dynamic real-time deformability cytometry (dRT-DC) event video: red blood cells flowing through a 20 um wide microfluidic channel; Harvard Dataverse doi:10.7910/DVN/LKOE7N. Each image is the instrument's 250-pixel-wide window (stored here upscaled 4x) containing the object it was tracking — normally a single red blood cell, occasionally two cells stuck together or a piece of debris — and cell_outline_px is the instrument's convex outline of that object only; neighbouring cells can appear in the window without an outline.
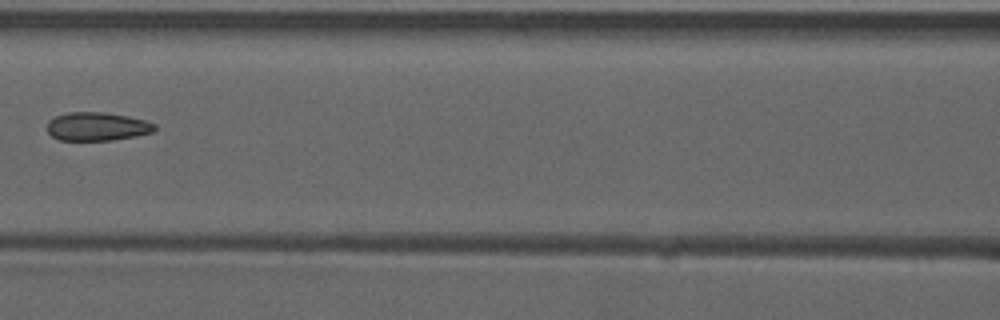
{"species": "common noctule bat (a hibernating species)", "species_latin": "Nyctalus noctula", "temperature_condition": "warm", "stored_images_in_passage": 8, "camera_frame_rate_fps": 3000, "um_per_image_px": 0.085, "animal": {"sex": "male", "forearm_length_mm": 52.5}, "frame": {"image": 1, "passage_image": 7, "time_ms": 2.0, "image_size_px": [1000, 320], "cell_outline_px": [[156, 128], [152, 132], [136, 136], [112, 140], [60, 140], [52, 136], [48, 132], [48, 120], [56, 116], [68, 112], [104, 112], [128, 116], [144, 120], [156, 124]], "centroid_in_image_um": [8.25, 10.75], "position_along_channel_um": 158.3, "area_um2": 17.8}}
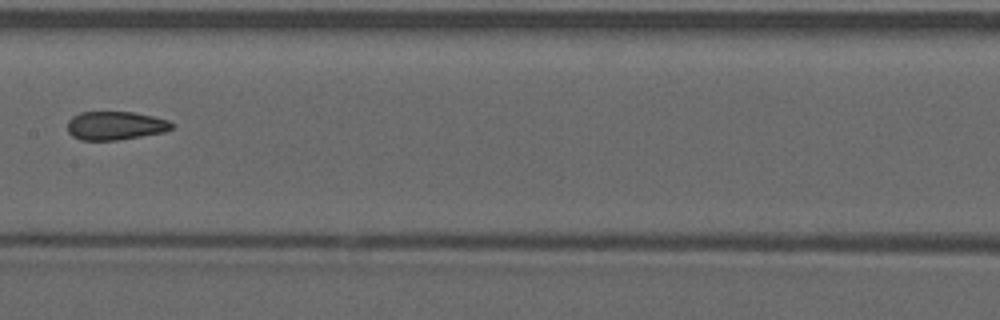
{"frame": {"image": 2, "passage_image": 8, "time_ms": 2.333, "image_size_px": [1000, 320], "cell_outline_px": [[172, 128], [164, 132], [116, 140], [80, 140], [72, 136], [68, 132], [68, 120], [72, 116], [80, 112], [132, 112], [152, 116], [168, 120], [172, 124]], "centroid_in_image_um": [9.76, 10.68], "position_along_channel_um": 197.6, "area_um2": 17.22}}